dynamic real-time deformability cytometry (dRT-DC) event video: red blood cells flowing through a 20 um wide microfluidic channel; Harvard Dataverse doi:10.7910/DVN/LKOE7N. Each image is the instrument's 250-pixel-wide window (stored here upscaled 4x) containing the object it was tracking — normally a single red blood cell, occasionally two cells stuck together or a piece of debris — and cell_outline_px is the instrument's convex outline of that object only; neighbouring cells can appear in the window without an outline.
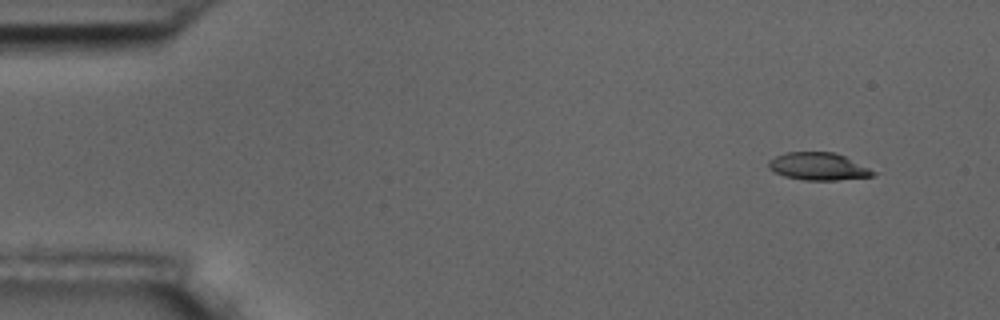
{"species": "common noctule bat (a hibernating species)", "species_latin": "Nyctalus noctula", "temperature_condition": "room temperature", "stored_images_in_passage": 5, "camera_frame_rate_fps": 3000, "um_per_image_px": 0.085, "animal": {"sex": "male", "body_mass_g": 17.5, "forearm_length_mm": 52.3}, "frame": {"image": 1, "passage_image": 1, "time_ms": 0.0, "image_size_px": [1000, 320], "cell_outline_px": [[876, 172], [872, 176], [836, 180], [804, 180], [784, 176], [768, 168], [768, 160], [784, 152], [832, 152], [844, 156]], "centroid_in_image_um": [69.5, 14.14], "position_along_channel_um": 15.5, "area_um2": 16.53}}
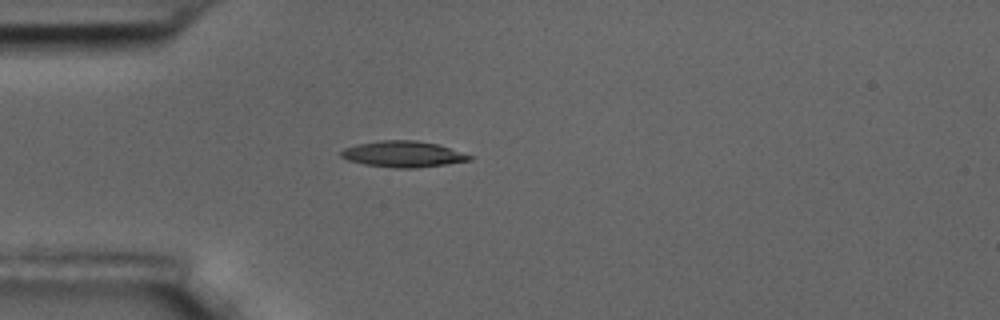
{"frame": {"image": 2, "passage_image": 4, "time_ms": 3.667, "image_size_px": [1000, 320], "cell_outline_px": [[476, 156], [472, 160], [444, 164], [412, 168], [396, 168], [364, 164], [348, 160], [340, 156], [340, 152], [344, 148], [356, 144], [380, 140], [416, 140], [436, 144]], "centroid_in_image_um": [34.26, 13.09], "position_along_channel_um": 50.7, "area_um2": 19.48}}